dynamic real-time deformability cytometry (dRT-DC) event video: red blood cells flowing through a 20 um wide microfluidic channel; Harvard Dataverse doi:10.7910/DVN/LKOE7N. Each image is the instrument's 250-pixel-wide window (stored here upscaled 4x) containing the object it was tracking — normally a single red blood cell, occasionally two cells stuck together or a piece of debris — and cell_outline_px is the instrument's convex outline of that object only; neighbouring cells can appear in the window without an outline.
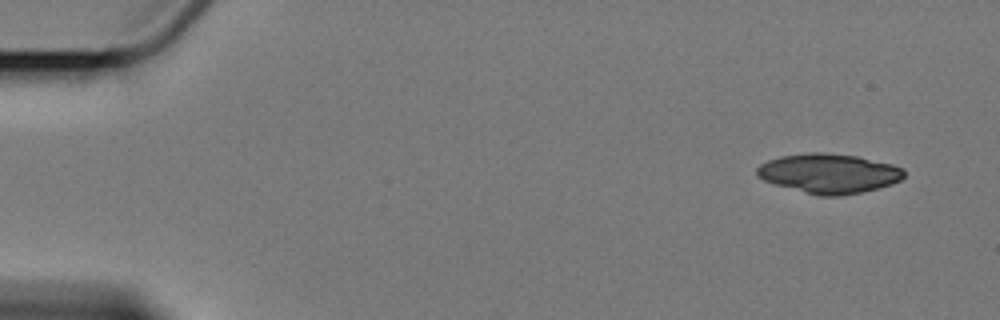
{"species": "Egyptian fruit bat (a non-hibernating species)", "species_latin": "Rousettus aegyptiacus", "temperature_condition": "cold", "stored_images_in_passage": 5, "camera_frame_rate_fps": 3000, "um_per_image_px": 0.085, "animal": {"sex": "female"}, "frame": {"image": 1, "passage_image": 1, "time_ms": 0.0, "image_size_px": [1000, 320], "cell_outline_px": [[904, 176], [900, 180], [892, 184], [860, 192], [840, 196], [820, 196], [776, 184], [764, 180], [756, 176], [756, 168], [760, 164], [768, 160], [780, 156], [808, 152], [820, 152], [856, 156], [892, 164], [904, 168]], "centroid_in_image_um": [70.45, 14.73], "position_along_channel_um": 14.6, "area_um2": 33.7}}